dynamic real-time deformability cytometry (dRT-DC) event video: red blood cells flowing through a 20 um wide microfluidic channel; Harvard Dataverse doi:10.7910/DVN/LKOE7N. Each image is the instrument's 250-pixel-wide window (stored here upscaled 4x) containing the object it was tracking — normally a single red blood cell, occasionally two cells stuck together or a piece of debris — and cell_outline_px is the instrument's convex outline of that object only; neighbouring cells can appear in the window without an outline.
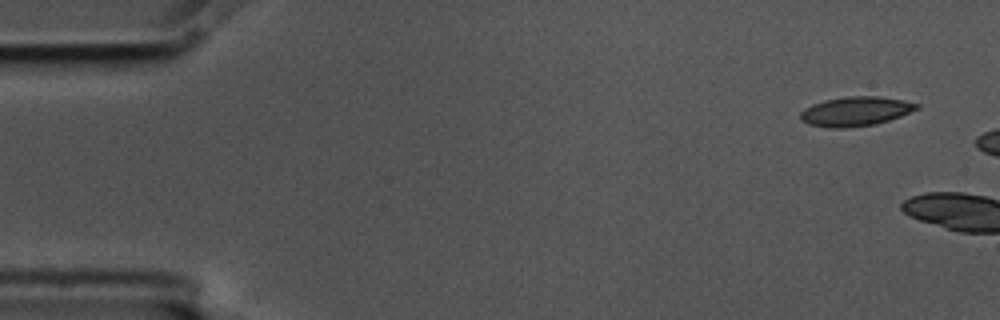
{"species": "common noctule bat (a hibernating species)", "species_latin": "Nyctalus noctula", "temperature_condition": "cold", "stored_images_in_passage": 2, "camera_frame_rate_fps": 3000, "um_per_image_px": 0.085, "animal": {"sex": "male", "body_mass_g": 17.5, "forearm_length_mm": 52.3}, "frame": {"image": 1, "passage_image": 1, "time_ms": 0.0, "image_size_px": [1000, 320], "cell_outline_px": [[920, 108], [900, 116], [876, 124], [848, 128], [828, 128], [808, 124], [800, 120], [800, 112], [804, 108], [812, 104], [824, 100], [848, 96], [876, 96], [904, 100], [920, 104]], "centroid_in_image_um": [72.7, 9.47], "position_along_channel_um": 12.3, "area_um2": 20.06}}